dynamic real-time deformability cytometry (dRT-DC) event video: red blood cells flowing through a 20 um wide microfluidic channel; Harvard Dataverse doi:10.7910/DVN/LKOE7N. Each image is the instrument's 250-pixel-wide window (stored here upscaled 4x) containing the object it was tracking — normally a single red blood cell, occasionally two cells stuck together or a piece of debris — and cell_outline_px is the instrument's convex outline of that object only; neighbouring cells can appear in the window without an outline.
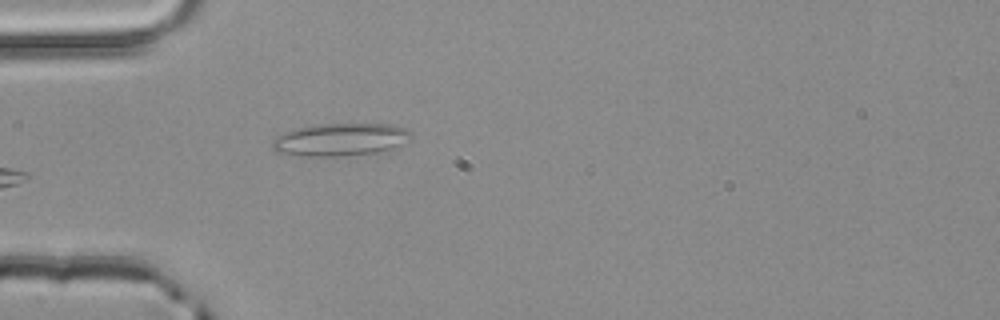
{"species": "common noctule bat (a hibernating species)", "species_latin": "Nyctalus noctula", "temperature_condition": "room temperature", "stored_images_in_passage": 3, "camera_frame_rate_fps": 3000, "um_per_image_px": 0.085, "animal": {"sex": "male", "body_mass_g": 20.4}, "frame": {"image": 1, "passage_image": 3, "time_ms": 0.667, "image_size_px": [1000, 320], "cell_outline_px": [[412, 140], [392, 148], [376, 152], [344, 156], [300, 156], [276, 152], [272, 148], [272, 140], [276, 136], [284, 132], [296, 128], [324, 124], [396, 124], [408, 128], [412, 132]], "centroid_in_image_um": [28.97, 11.86], "position_along_channel_um": 56.0, "area_um2": 26.7}}